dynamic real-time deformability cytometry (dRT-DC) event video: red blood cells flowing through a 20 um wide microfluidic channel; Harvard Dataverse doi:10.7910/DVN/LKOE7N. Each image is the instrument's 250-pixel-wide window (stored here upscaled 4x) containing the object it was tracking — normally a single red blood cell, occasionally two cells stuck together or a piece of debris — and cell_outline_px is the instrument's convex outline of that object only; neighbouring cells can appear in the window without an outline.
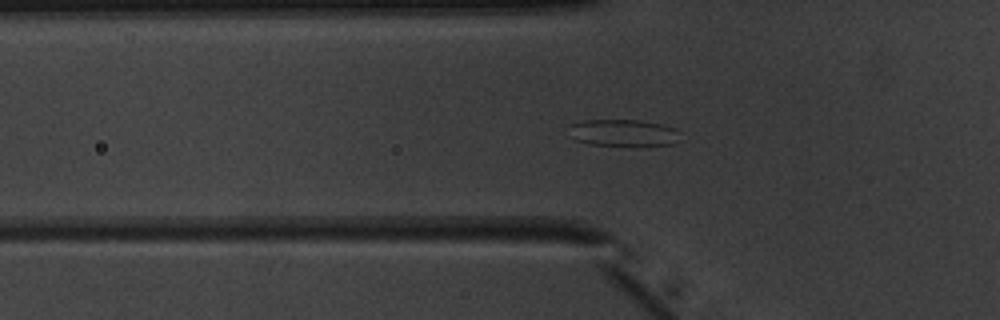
{"species": "common noctule bat (a hibernating species)", "species_latin": "Nyctalus noctula", "temperature_condition": "warm", "stored_images_in_passage": 51, "camera_frame_rate_fps": 3000, "um_per_image_px": 0.085, "animal": {"sex": "male", "body_mass_g": 20.1, "forearm_length_mm": 53.5}, "frame": {"image": 1, "passage_image": 18, "time_ms": 5.667, "image_size_px": [1000, 320], "cell_outline_px": [[680, 132], [676, 144], [636, 148], [588, 144], [576, 140], [572, 124], [584, 120], [640, 120], [664, 124], [676, 128]], "centroid_in_image_um": [53.15, 11.33], "position_along_channel_um": 72.7, "area_um2": 17.98}}
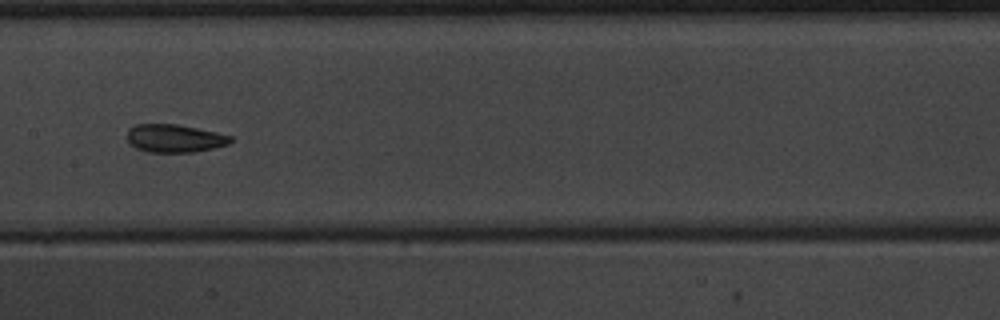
{"frame": {"image": 2, "passage_image": 27, "time_ms": 8.667, "image_size_px": [1000, 320], "cell_outline_px": [[232, 140], [228, 144], [212, 148], [192, 152], [148, 152], [136, 148], [128, 140], [128, 128], [136, 124], [176, 124], [216, 132], [232, 136]], "centroid_in_image_um": [14.83, 11.75], "position_along_channel_um": 192.6, "area_um2": 16.7}}
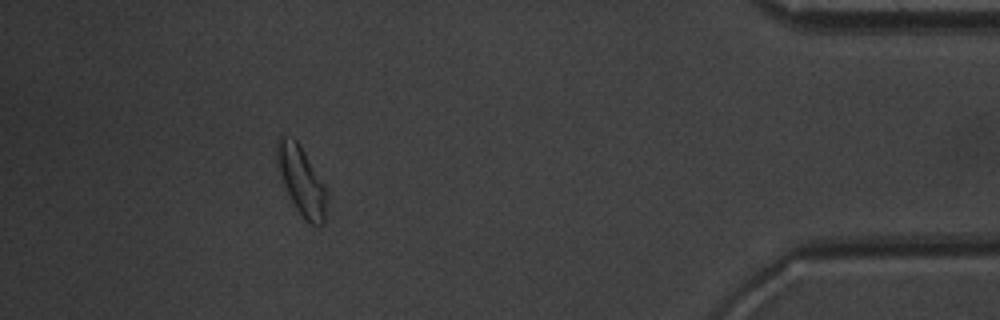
{"frame": {"image": 3, "passage_image": 47, "time_ms": 15.333, "image_size_px": [1000, 320], "cell_outline_px": [[328, 196], [324, 224], [316, 228], [304, 220], [296, 208], [284, 184], [276, 160], [276, 144], [280, 136], [284, 136], [296, 140], [300, 144], [324, 184], [328, 192]], "centroid_in_image_um": [25.67, 15.41], "position_along_channel_um": 409.5, "area_um2": 19.94}, "authors_computed_cell_mechanics": {"area_um2": 18.0336, "velocity_mm_per_s": 3.9736, "shape_relaxation_time_tau1_ms": 2.9649, "shape_relaxation_time_tau2_ms": 1.6179, "deformation_change_tau1": 0.0995, "deformation_change_tau2": 0.0852}}